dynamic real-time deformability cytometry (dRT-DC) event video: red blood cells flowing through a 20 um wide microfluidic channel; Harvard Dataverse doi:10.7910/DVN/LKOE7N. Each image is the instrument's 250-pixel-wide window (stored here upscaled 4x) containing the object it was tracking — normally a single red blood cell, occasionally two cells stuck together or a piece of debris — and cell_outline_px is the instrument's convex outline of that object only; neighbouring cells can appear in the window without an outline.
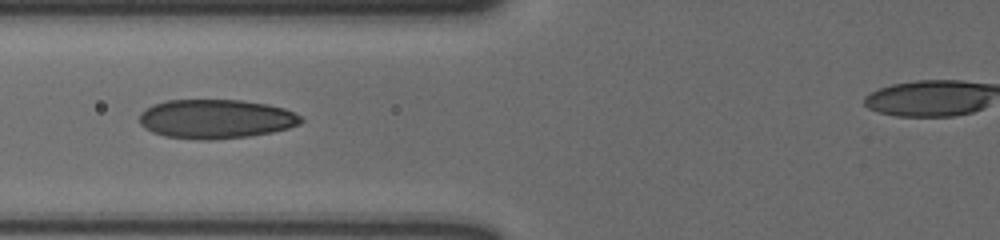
{"species": "human", "species_latin": "Homo sapiens", "temperature_condition": "cold", "stored_images_in_passage": 12, "camera_frame_rate_fps": 3000, "um_per_image_px": 0.085, "donor": {"sex": "male"}, "frame": {"image": 1, "passage_image": 6, "time_ms": 1.667, "image_size_px": [1000, 240], "cell_outline_px": [[304, 120], [300, 124], [288, 128], [272, 132], [248, 136], [212, 140], [200, 140], [164, 136], [152, 132], [144, 128], [140, 124], [140, 112], [144, 108], [152, 104], [164, 100], [240, 100], [268, 104], [284, 108], [300, 116]], "centroid_in_image_um": [18.31, 10.11], "position_along_channel_um": 107.5, "area_um2": 37.11}}
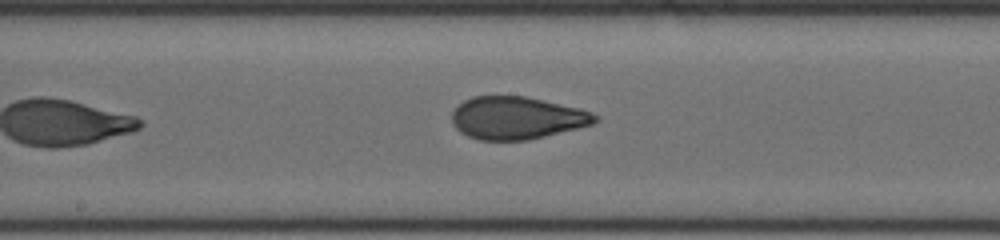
{"frame": {"image": 2, "passage_image": 9, "time_ms": 2.667, "image_size_px": [1000, 240], "cell_outline_px": [[600, 120], [592, 124], [528, 140], [480, 140], [468, 136], [460, 132], [452, 124], [452, 112], [464, 100], [472, 96], [524, 96], [580, 108], [592, 112], [600, 116]], "centroid_in_image_um": [43.93, 10.02], "position_along_channel_um": 204.3, "area_um2": 35.43}}
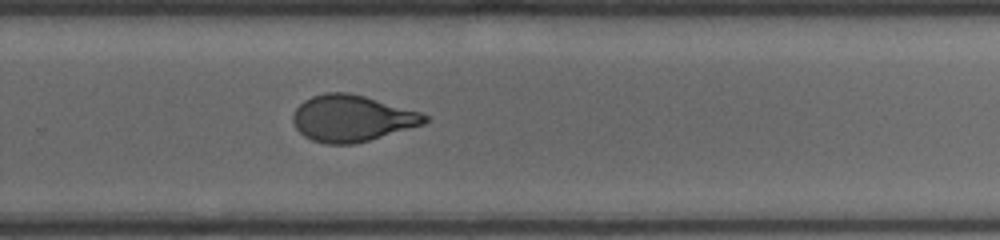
{"frame": {"image": 3, "passage_image": 12, "time_ms": 3.667, "image_size_px": [1000, 240], "cell_outline_px": [[432, 116], [424, 124], [368, 140], [352, 144], [324, 144], [312, 140], [304, 136], [296, 128], [292, 120], [292, 116], [296, 108], [304, 100], [312, 96], [324, 92], [348, 92], [364, 96], [420, 112]], "centroid_in_image_um": [29.9, 10.05], "position_along_channel_um": 299.9, "area_um2": 35.55}}